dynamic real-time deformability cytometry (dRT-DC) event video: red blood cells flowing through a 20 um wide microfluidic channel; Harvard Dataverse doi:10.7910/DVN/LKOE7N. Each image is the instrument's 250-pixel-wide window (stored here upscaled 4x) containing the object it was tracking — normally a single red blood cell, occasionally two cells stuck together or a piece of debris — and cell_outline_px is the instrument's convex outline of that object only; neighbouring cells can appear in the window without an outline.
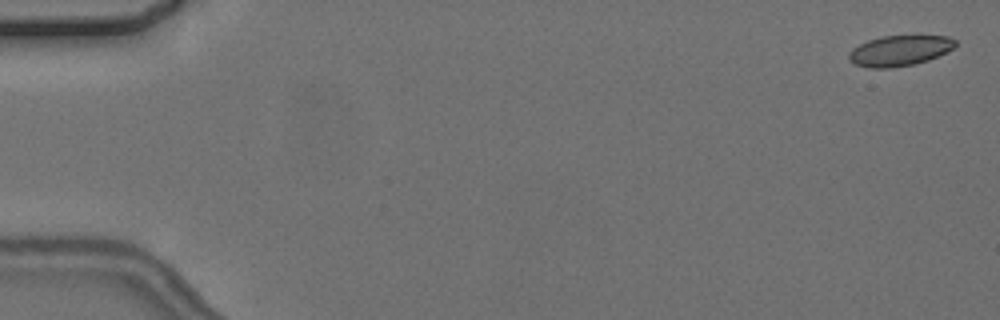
{"species": "common noctule bat (a hibernating species)", "species_latin": "Nyctalus noctula", "temperature_condition": "cold", "stored_images_in_passage": 6, "camera_frame_rate_fps": 3000, "um_per_image_px": 0.085, "animal": {"sex": "female", "body_mass_g": 24.6, "forearm_length_mm": 56.2}, "frame": {"image": 1, "passage_image": 1, "time_ms": 0.0, "image_size_px": [1000, 320], "cell_outline_px": [[956, 44], [952, 48], [928, 60], [916, 64], [892, 68], [872, 68], [856, 64], [848, 60], [848, 52], [852, 48], [868, 40], [880, 36], [948, 36], [956, 40]], "centroid_in_image_um": [76.42, 4.31], "position_along_channel_um": 8.6, "area_um2": 18.84}}
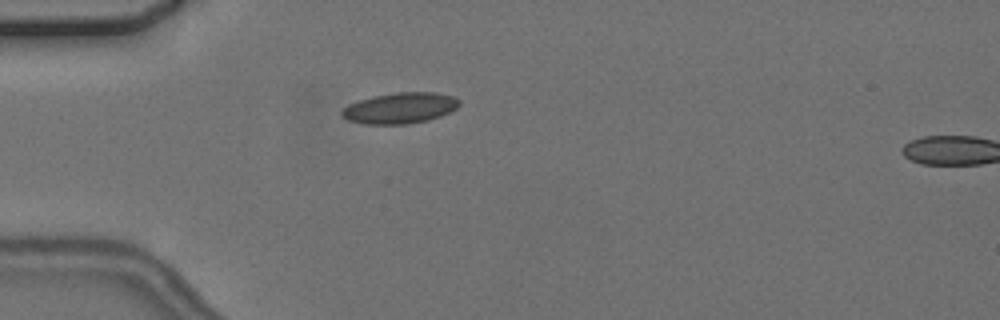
{"frame": {"image": 2, "passage_image": 5, "time_ms": 5.0, "image_size_px": [1000, 320], "cell_outline_px": [[460, 104], [456, 108], [440, 116], [428, 120], [408, 124], [364, 124], [348, 120], [340, 116], [340, 112], [348, 104], [372, 96], [396, 92], [436, 92], [452, 96], [460, 100]], "centroid_in_image_um": [33.98, 9.18], "position_along_channel_um": 51.0, "area_um2": 21.21}}